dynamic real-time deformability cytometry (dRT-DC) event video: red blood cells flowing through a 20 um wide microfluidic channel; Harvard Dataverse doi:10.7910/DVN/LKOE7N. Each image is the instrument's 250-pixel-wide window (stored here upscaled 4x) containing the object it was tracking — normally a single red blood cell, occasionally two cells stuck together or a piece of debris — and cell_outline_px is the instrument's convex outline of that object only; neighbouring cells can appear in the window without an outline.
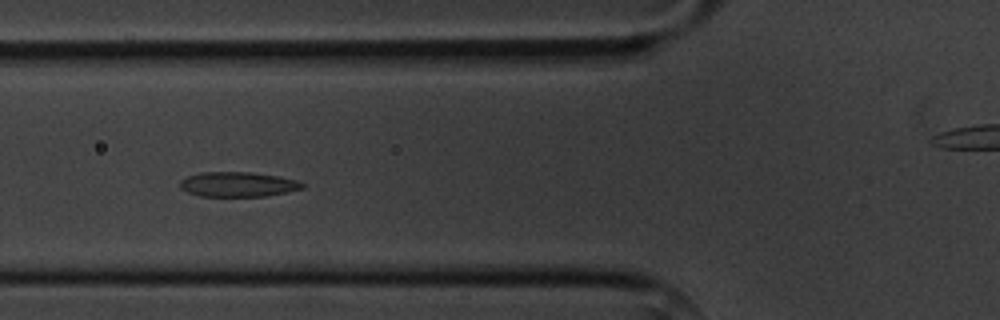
{"species": "common noctule bat (a hibernating species)", "species_latin": "Nyctalus noctula", "temperature_condition": "cold", "stored_images_in_passage": 6, "camera_frame_rate_fps": 3000, "um_per_image_px": 0.085, "animal": {"sex": "male", "body_mass_g": 20.1, "forearm_length_mm": 53.5}, "frame": {"image": 1, "passage_image": 3, "time_ms": 2.333, "image_size_px": [1000, 320], "cell_outline_px": [[304, 188], [288, 192], [264, 196], [200, 196], [188, 192], [180, 188], [180, 180], [188, 176], [200, 172], [252, 172], [280, 176], [300, 180], [304, 184]], "centroid_in_image_um": [20.26, 15.66], "position_along_channel_um": 105.5, "area_um2": 17.86}}
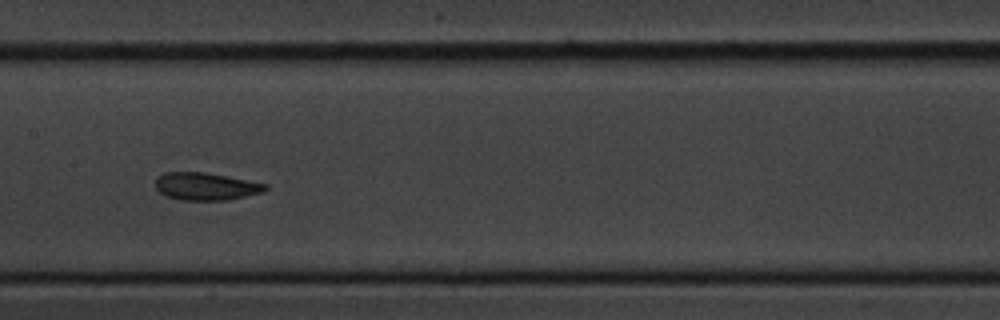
{"frame": {"image": 2, "passage_image": 5, "time_ms": 4.667, "image_size_px": [1000, 320], "cell_outline_px": [[268, 188], [260, 192], [228, 200], [180, 200], [168, 196], [160, 192], [156, 188], [156, 176], [164, 172], [204, 172], [268, 184]], "centroid_in_image_um": [17.46, 15.83], "position_along_channel_um": 189.9, "area_um2": 17.46}}
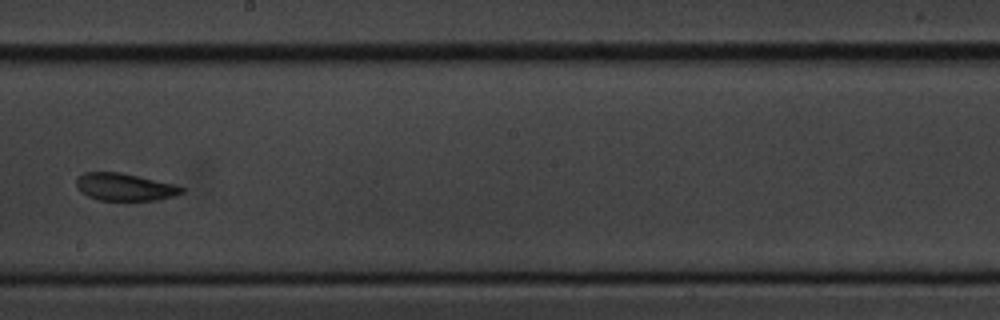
{"frame": {"image": 3, "passage_image": 6, "time_ms": 6.0, "image_size_px": [1000, 320], "cell_outline_px": [[184, 192], [160, 200], [100, 200], [88, 196], [80, 192], [76, 188], [76, 176], [84, 172], [120, 172], [176, 184], [184, 188]], "centroid_in_image_um": [10.57, 15.88], "position_along_channel_um": 237.6, "area_um2": 16.99}}